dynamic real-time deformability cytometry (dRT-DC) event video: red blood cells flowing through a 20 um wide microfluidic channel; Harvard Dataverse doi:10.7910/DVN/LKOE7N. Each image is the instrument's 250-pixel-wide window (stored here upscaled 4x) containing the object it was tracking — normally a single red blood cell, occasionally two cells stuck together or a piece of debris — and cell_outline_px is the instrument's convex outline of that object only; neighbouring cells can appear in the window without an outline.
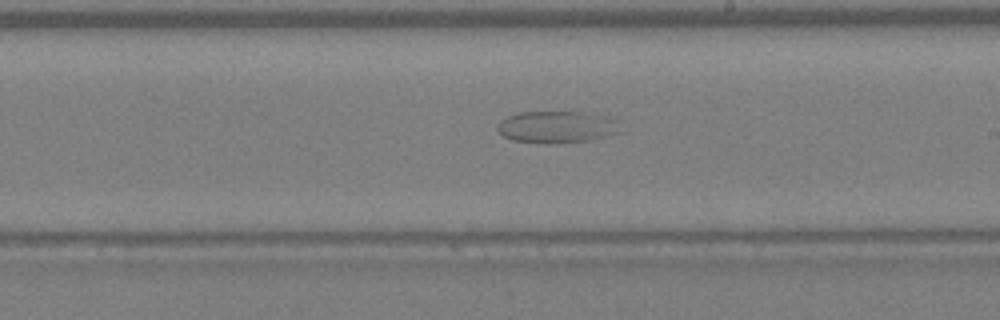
{"species": "Egyptian fruit bat (a non-hibernating species)", "species_latin": "Rousettus aegyptiacus", "temperature_condition": "warm", "stored_images_in_passage": 39, "camera_frame_rate_fps": 3000, "um_per_image_px": 0.085, "animal": {"sex": "female"}, "frame": {"image": 1, "passage_image": 22, "time_ms": 7.0, "image_size_px": [1000, 320], "cell_outline_px": [[624, 132], [596, 140], [556, 144], [552, 144], [512, 140], [504, 136], [496, 128], [496, 124], [500, 120], [508, 116], [520, 112], [592, 112], [608, 116], [616, 120]], "centroid_in_image_um": [47.42, 10.8], "position_along_channel_um": 241.6, "area_um2": 23.58}}
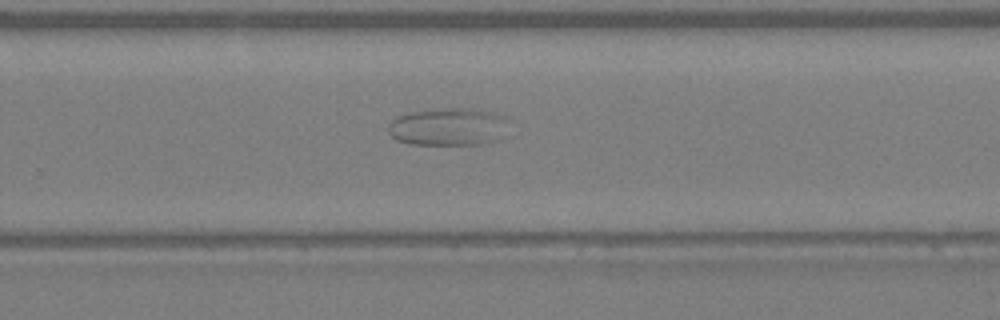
{"frame": {"image": 2, "passage_image": 25, "time_ms": 8.0, "image_size_px": [1000, 320], "cell_outline_px": [[508, 120], [500, 140], [480, 144], [412, 144], [396, 140], [388, 132], [388, 124], [396, 116], [412, 112], [440, 108], [468, 108], [496, 112], [508, 116]], "centroid_in_image_um": [38.13, 10.76], "position_along_channel_um": 291.7, "area_um2": 26.7}}